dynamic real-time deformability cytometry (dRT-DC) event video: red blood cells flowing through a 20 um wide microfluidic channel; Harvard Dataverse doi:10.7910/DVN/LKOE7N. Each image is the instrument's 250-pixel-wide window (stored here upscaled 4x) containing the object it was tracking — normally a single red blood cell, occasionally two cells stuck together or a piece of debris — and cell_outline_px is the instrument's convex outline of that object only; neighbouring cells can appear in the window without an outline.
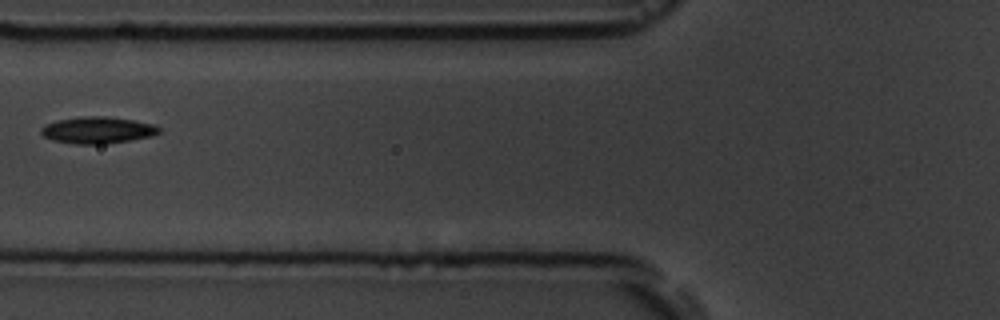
{"species": "common noctule bat (a hibernating species)", "species_latin": "Nyctalus noctula", "temperature_condition": "room temperature", "stored_images_in_passage": 4, "camera_frame_rate_fps": 3000, "um_per_image_px": 0.085, "animal": {"sex": "male", "body_mass_g": 19.5, "forearm_length_mm": 54.6}, "frame": {"image": 1, "passage_image": 4, "time_ms": 4.0, "image_size_px": [1000, 320], "cell_outline_px": [[160, 132], [152, 136], [104, 144], [76, 144], [52, 140], [44, 136], [40, 132], [40, 128], [44, 124], [56, 120], [84, 116], [108, 116], [156, 124], [160, 128]], "centroid_in_image_um": [8.28, 11.05], "position_along_channel_um": 117.5, "area_um2": 18.44}}